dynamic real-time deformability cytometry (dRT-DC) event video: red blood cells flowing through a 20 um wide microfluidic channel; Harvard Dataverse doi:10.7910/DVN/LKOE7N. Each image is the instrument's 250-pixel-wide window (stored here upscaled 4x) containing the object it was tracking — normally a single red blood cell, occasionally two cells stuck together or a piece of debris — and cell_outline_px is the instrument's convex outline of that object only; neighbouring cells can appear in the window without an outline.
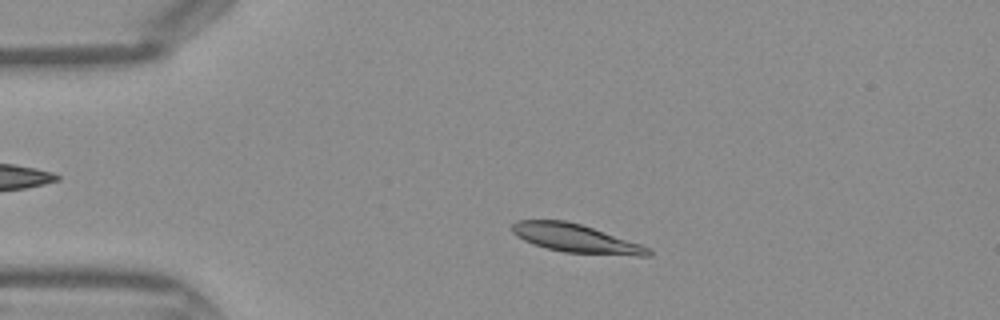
{"species": "Egyptian fruit bat (a non-hibernating species)", "species_latin": "Rousettus aegyptiacus", "temperature_condition": "warm", "stored_images_in_passage": 40, "camera_frame_rate_fps": 3000, "um_per_image_px": 0.085, "frame": {"image": 1, "passage_image": 5, "time_ms": 1.333, "image_size_px": [1000, 320], "cell_outline_px": [[652, 256], [636, 256], [564, 252], [544, 248], [532, 244], [516, 236], [512, 232], [512, 224], [516, 220], [564, 220], [580, 224], [652, 248]], "centroid_in_image_um": [48.93, 20.27], "position_along_channel_um": 36.1, "area_um2": 22.54}}
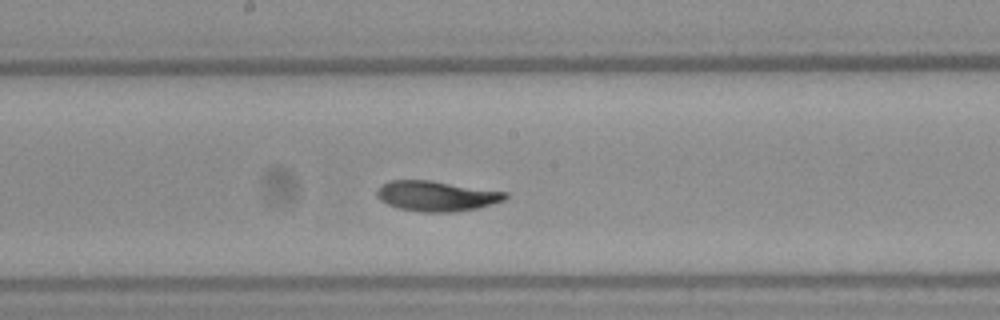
{"frame": {"image": 2, "passage_image": 19, "time_ms": 6.0, "image_size_px": [1000, 320], "cell_outline_px": [[508, 196], [504, 200], [492, 204], [476, 208], [452, 212], [420, 212], [396, 208], [380, 200], [376, 196], [376, 188], [380, 184], [388, 180], [428, 180], [508, 192]], "centroid_in_image_um": [37.04, 16.66], "position_along_channel_um": 211.2, "area_um2": 22.77}}
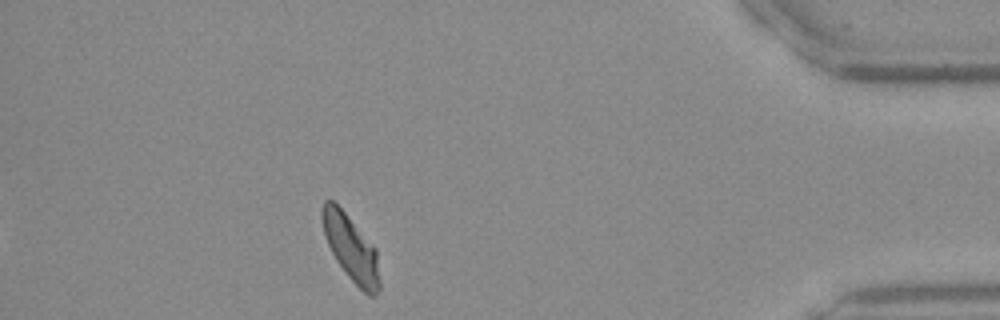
{"frame": {"image": 3, "passage_image": 35, "time_ms": 11.333, "image_size_px": [1000, 320], "cell_outline_px": [[380, 288], [372, 296], [368, 296], [348, 276], [336, 260], [328, 244], [324, 232], [320, 216], [320, 212], [324, 200], [332, 200], [344, 212], [376, 248], [380, 280]], "centroid_in_image_um": [29.83, 21.09], "position_along_channel_um": 405.4, "area_um2": 21.73}}